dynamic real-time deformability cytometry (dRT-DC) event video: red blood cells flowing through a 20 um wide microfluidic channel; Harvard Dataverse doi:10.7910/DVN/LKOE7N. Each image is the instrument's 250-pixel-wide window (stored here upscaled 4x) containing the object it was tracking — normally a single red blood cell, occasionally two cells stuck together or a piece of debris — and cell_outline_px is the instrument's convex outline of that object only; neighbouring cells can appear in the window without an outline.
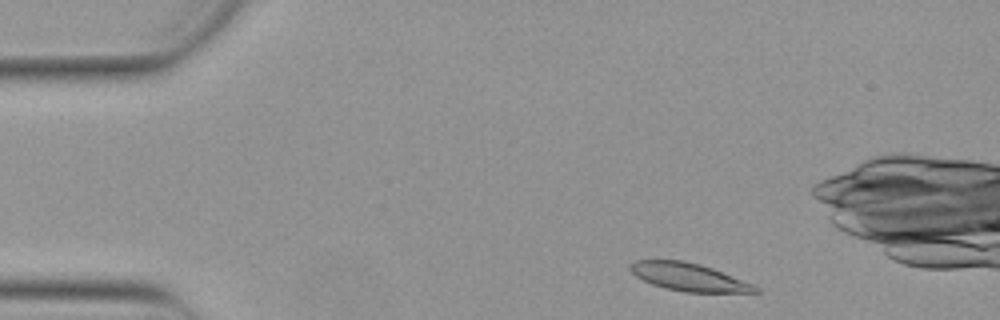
{"species": "Egyptian fruit bat (a non-hibernating species)", "species_latin": "Rousettus aegyptiacus", "temperature_condition": "warm", "stored_images_in_passage": 47, "camera_frame_rate_fps": 3000, "um_per_image_px": 0.085, "animal": {"sex": "female"}, "frame": {"image": 1, "passage_image": 1, "time_ms": 0.0, "image_size_px": [1000, 320], "cell_outline_px": [[760, 292], [684, 292], [664, 288], [652, 284], [636, 276], [628, 268], [628, 264], [632, 260], [684, 260], [700, 264], [712, 268], [752, 284], [760, 288]], "centroid_in_image_um": [58.49, 23.54], "position_along_channel_um": 26.5, "area_um2": 20.23}}
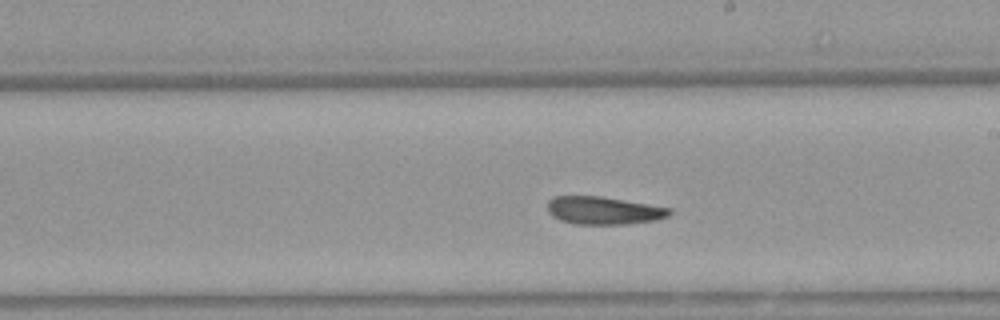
{"frame": {"image": 2, "passage_image": 23, "time_ms": 7.333, "image_size_px": [1000, 320], "cell_outline_px": [[672, 212], [668, 216], [656, 220], [628, 224], [576, 224], [560, 220], [552, 216], [548, 212], [548, 200], [552, 196], [600, 196], [672, 208]], "centroid_in_image_um": [51.3, 17.89], "position_along_channel_um": 237.7, "area_um2": 19.83}}
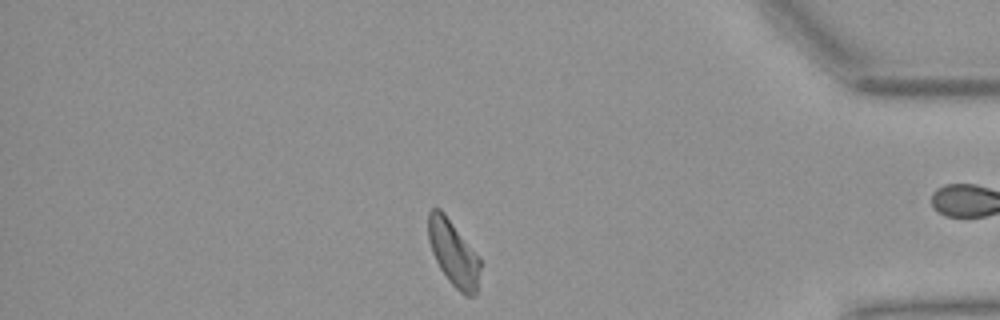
{"frame": {"image": 3, "passage_image": 38, "time_ms": 12.333, "image_size_px": [1000, 320], "cell_outline_px": [[480, 268], [476, 296], [464, 296], [448, 280], [440, 268], [432, 252], [428, 240], [428, 212], [432, 208], [440, 208], [444, 212], [480, 256]], "centroid_in_image_um": [38.55, 21.51], "position_along_channel_um": 396.7, "area_um2": 20.06}, "authors_computed_cell_mechanics": {"area_um2": 20.519, "velocity_mm_per_s": 3.8309, "shape_relaxation_time_tau1_ms": null, "shape_relaxation_time_tau2_ms": 6.5872, "deformation_change_tau1": null, "deformation_change_tau2": 0.1522}}